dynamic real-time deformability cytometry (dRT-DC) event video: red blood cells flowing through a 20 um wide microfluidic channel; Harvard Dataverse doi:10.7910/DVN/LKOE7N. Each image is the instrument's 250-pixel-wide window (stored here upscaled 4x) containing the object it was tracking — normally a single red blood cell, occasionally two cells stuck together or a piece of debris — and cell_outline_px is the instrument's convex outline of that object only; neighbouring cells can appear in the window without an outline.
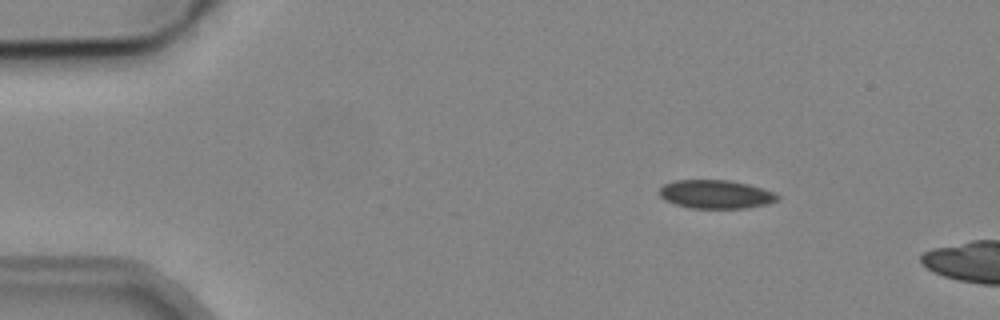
{"species": "common noctule bat (a hibernating species)", "species_latin": "Nyctalus noctula", "temperature_condition": "cold", "stored_images_in_passage": 6, "camera_frame_rate_fps": 3000, "um_per_image_px": 0.085, "animal": {"sex": "male", "body_mass_g": 19.2, "forearm_length_mm": 51.8}, "frame": {"image": 1, "passage_image": 3, "time_ms": 2.333, "image_size_px": [1000, 320], "cell_outline_px": [[780, 196], [776, 200], [768, 204], [744, 208], [688, 208], [664, 200], [660, 196], [660, 188], [664, 184], [676, 180], [728, 180], [748, 184], [772, 192]], "centroid_in_image_um": [60.81, 16.51], "position_along_channel_um": 24.2, "area_um2": 19.48}}